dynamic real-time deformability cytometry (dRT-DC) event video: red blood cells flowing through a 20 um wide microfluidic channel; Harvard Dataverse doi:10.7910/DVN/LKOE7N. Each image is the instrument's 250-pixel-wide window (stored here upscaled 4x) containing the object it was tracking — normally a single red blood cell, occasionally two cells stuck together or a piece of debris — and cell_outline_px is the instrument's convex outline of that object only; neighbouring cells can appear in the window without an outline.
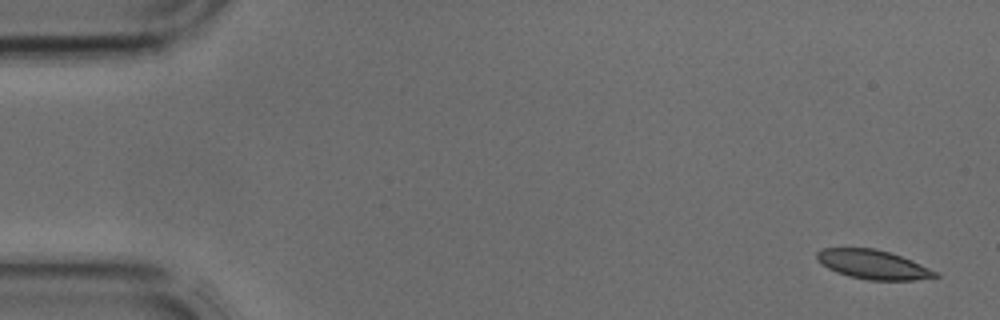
{"species": "common noctule bat (a hibernating species)", "species_latin": "Nyctalus noctula", "temperature_condition": "cold", "stored_images_in_passage": 42, "camera_frame_rate_fps": 3000, "um_per_image_px": 0.085, "animal": {"sex": "male", "body_mass_g": 17.9, "forearm_length_mm": 54.2}, "frame": {"image": 1, "passage_image": 1, "time_ms": 0.0, "image_size_px": [1000, 320], "cell_outline_px": [[940, 276], [916, 280], [868, 280], [848, 276], [836, 272], [828, 268], [816, 256], [816, 252], [824, 248], [876, 248], [912, 260], [940, 272]], "centroid_in_image_um": [74.27, 22.49], "position_along_channel_um": 10.7, "area_um2": 20.06}}
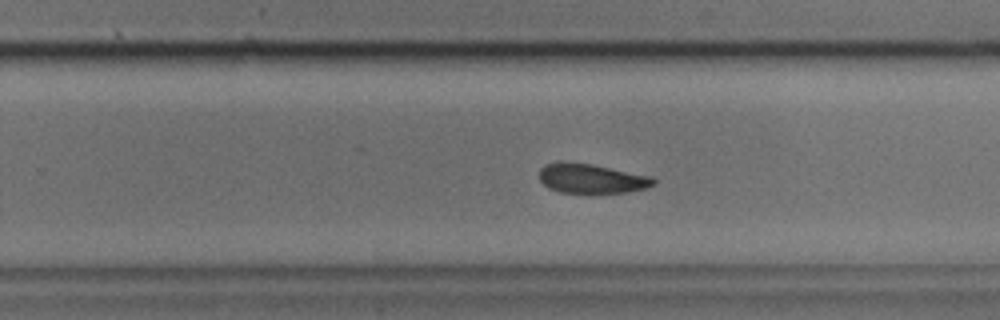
{"frame": {"image": 2, "passage_image": 26, "time_ms": 8.333, "image_size_px": [1000, 320], "cell_outline_px": [[656, 184], [644, 188], [624, 192], [592, 196], [560, 192], [548, 188], [540, 180], [540, 168], [544, 164], [556, 160], [564, 160], [592, 164], [652, 176], [656, 180]], "centroid_in_image_um": [50.23, 15.19], "position_along_channel_um": 279.6, "area_um2": 20.69}}
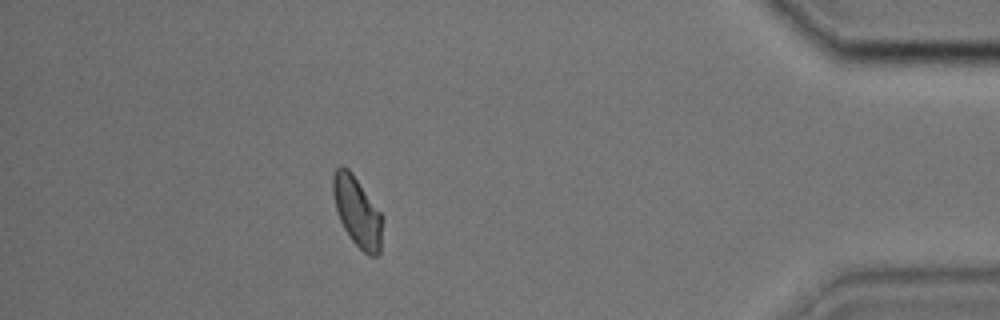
{"frame": {"image": 3, "passage_image": 37, "time_ms": 12.0, "image_size_px": [1000, 320], "cell_outline_px": [[384, 216], [380, 256], [368, 256], [352, 240], [344, 228], [340, 220], [336, 208], [332, 192], [332, 176], [336, 168], [340, 164], [348, 168], [352, 172]], "centroid_in_image_um": [30.39, 17.99], "position_along_channel_um": 404.8, "area_um2": 20.52}}